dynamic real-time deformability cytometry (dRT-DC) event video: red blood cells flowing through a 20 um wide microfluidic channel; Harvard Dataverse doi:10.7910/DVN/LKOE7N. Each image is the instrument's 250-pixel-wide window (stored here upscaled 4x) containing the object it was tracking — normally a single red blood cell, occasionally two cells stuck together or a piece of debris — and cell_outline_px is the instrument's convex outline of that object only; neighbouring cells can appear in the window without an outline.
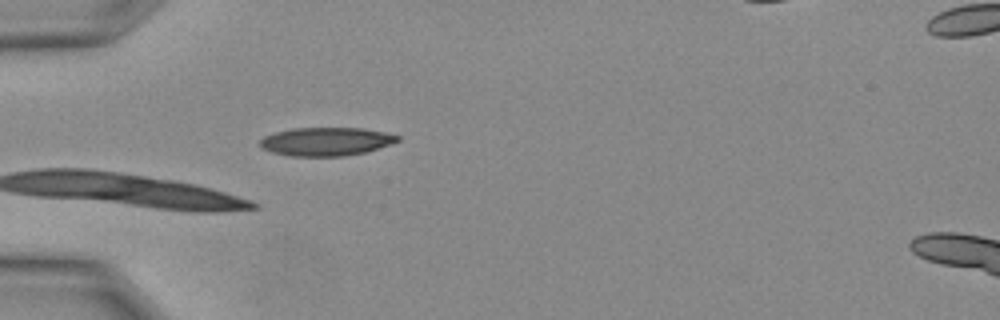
{"species": "Egyptian fruit bat (a non-hibernating species)", "species_latin": "Rousettus aegyptiacus", "temperature_condition": "warm", "stored_images_in_passage": 5, "camera_frame_rate_fps": 3000, "um_per_image_px": 0.085, "animal": {"sex": "female"}, "frame": {"image": 1, "passage_image": 5, "time_ms": 1.333, "image_size_px": [1000, 320], "cell_outline_px": [[400, 140], [392, 144], [364, 152], [344, 156], [288, 156], [272, 152], [260, 148], [260, 140], [264, 136], [276, 132], [292, 128], [364, 128], [384, 132], [400, 136]], "centroid_in_image_um": [27.71, 12.03], "position_along_channel_um": 57.3, "area_um2": 22.83}}